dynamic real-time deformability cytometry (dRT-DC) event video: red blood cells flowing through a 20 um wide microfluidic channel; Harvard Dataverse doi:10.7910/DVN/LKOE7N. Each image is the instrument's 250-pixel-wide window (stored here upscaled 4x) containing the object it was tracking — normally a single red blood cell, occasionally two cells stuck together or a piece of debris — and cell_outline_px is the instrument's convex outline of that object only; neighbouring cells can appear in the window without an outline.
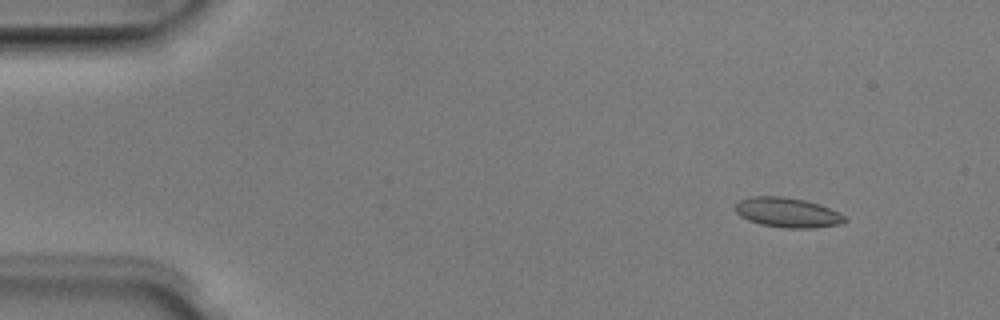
{"species": "Egyptian fruit bat (a non-hibernating species)", "species_latin": "Rousettus aegyptiacus", "temperature_condition": "room temperature", "stored_images_in_passage": 5, "camera_frame_rate_fps": 3000, "um_per_image_px": 0.085, "animal": {"sex": "male"}, "frame": {"image": 1, "passage_image": 2, "time_ms": 0.333, "image_size_px": [1000, 320], "cell_outline_px": [[848, 220], [840, 224], [812, 228], [784, 228], [760, 224], [748, 220], [740, 216], [736, 212], [736, 204], [740, 200], [752, 196], [784, 196], [804, 200], [820, 204], [844, 216]], "centroid_in_image_um": [66.92, 18.06], "position_along_channel_um": 18.1, "area_um2": 18.9}}
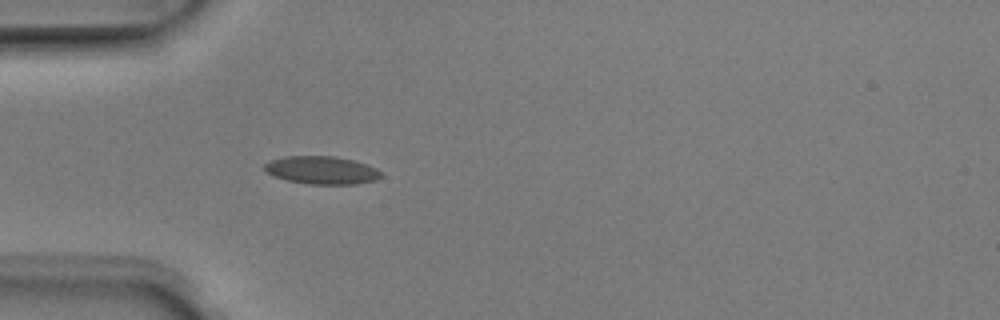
{"frame": {"image": 2, "passage_image": 5, "time_ms": 1.333, "image_size_px": [1000, 320], "cell_outline_px": [[384, 176], [376, 180], [356, 184], [308, 184], [288, 180], [276, 176], [268, 172], [264, 168], [264, 164], [268, 160], [284, 156], [336, 156], [352, 160], [376, 168]], "centroid_in_image_um": [27.35, 14.46], "position_along_channel_um": 57.6, "area_um2": 18.9}}